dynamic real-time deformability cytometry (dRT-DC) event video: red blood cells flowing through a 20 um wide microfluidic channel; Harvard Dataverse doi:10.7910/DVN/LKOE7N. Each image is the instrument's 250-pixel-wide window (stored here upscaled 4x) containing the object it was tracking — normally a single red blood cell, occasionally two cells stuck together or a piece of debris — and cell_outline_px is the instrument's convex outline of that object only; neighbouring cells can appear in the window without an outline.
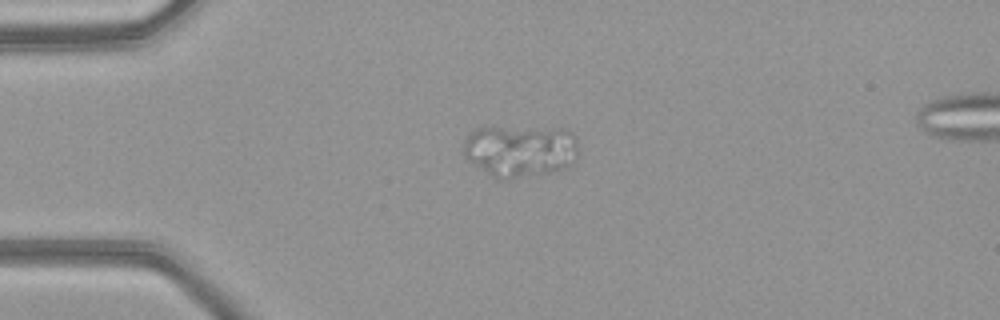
{"species": "common noctule bat (a hibernating species)", "species_latin": "Nyctalus noctula", "temperature_condition": "warm", "stored_images_in_passage": 38, "camera_frame_rate_fps": 3000, "um_per_image_px": 0.085, "animal": {"sex": "female", "body_mass_g": 21.9}, "frame": {"image": 1, "passage_image": 1, "time_ms": 0.0, "image_size_px": [1000, 320], "cell_outline_px": [[576, 156], [564, 168], [552, 172], [512, 180], [500, 180], [468, 160], [464, 156], [464, 140], [468, 132], [476, 128], [568, 128], [572, 132], [576, 140]], "centroid_in_image_um": [44.2, 12.82], "position_along_channel_um": 40.8, "area_um2": 34.91}}
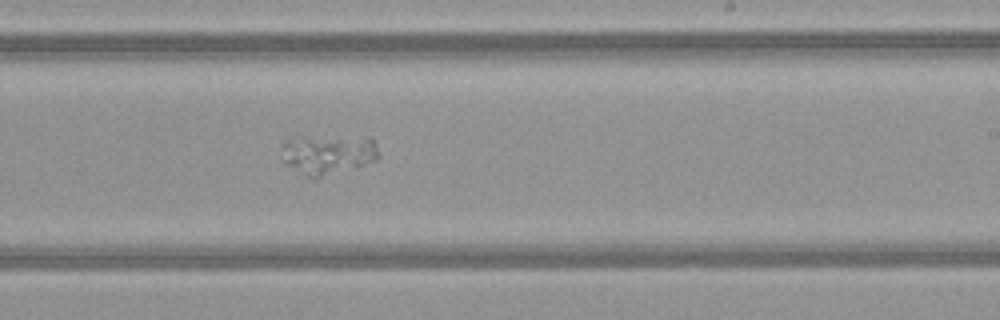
{"frame": {"image": 2, "passage_image": 19, "time_ms": 6.0, "image_size_px": [1000, 320], "cell_outline_px": [[376, 160], [316, 180], [312, 180], [284, 164], [280, 160], [284, 140], [288, 136], [372, 136], [376, 140]], "centroid_in_image_um": [27.8, 13.1], "position_along_channel_um": 261.2, "area_um2": 23.52}}
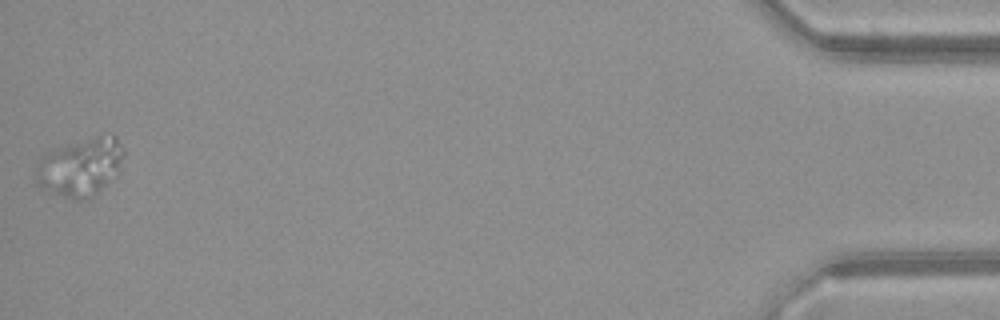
{"frame": {"image": 3, "passage_image": 38, "time_ms": 12.333, "image_size_px": [1000, 320], "cell_outline_px": [[124, 156], [116, 176], [92, 196], [80, 200], [72, 200], [48, 192], [40, 188], [36, 184], [36, 172], [40, 156], [52, 148], [96, 136], [112, 132], [116, 136], [124, 148]], "centroid_in_image_um": [6.83, 14.18], "position_along_channel_um": 428.4, "area_um2": 30.29}}